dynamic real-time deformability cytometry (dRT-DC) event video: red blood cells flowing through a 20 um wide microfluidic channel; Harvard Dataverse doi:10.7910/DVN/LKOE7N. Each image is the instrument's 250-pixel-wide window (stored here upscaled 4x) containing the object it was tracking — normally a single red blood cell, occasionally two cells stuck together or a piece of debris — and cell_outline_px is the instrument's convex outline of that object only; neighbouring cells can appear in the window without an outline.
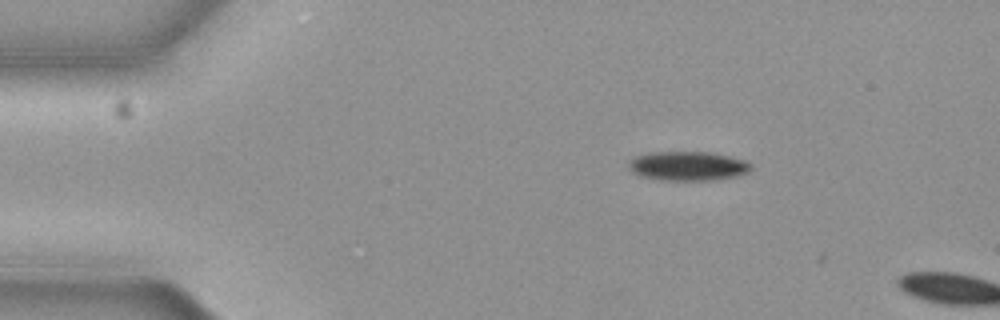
{"species": "common noctule bat (a hibernating species)", "species_latin": "Nyctalus noctula", "temperature_condition": "cold", "stored_images_in_passage": 5, "camera_frame_rate_fps": 3000, "um_per_image_px": 0.085, "animal": {"sex": "female", "body_mass_g": 19.3, "forearm_length_mm": 54.1}, "frame": {"image": 1, "passage_image": 3, "time_ms": 0.667, "image_size_px": [1000, 320], "cell_outline_px": [[752, 168], [748, 172], [736, 176], [716, 180], [664, 180], [640, 176], [632, 172], [628, 168], [628, 160], [636, 156], [652, 152], [708, 152], [728, 156], [744, 160], [752, 164]], "centroid_in_image_um": [58.45, 14.11], "position_along_channel_um": 26.5, "area_um2": 20.87}}